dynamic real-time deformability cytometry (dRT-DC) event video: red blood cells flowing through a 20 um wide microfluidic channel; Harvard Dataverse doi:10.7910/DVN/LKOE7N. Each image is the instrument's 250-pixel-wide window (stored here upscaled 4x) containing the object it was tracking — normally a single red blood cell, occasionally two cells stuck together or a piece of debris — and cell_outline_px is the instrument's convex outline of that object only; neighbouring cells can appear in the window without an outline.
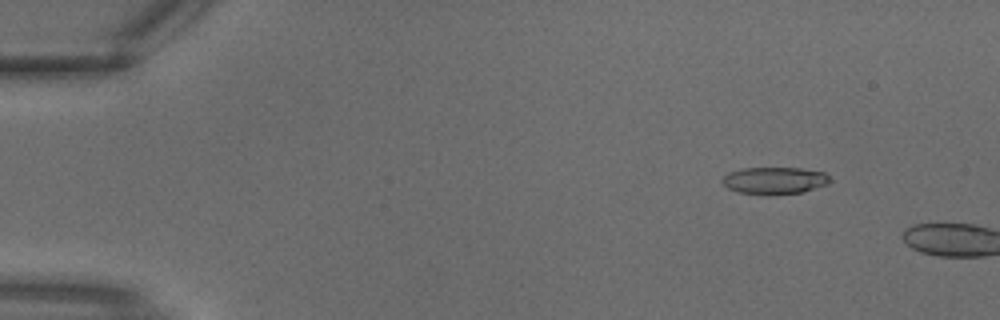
{"species": "common noctule bat (a hibernating species)", "species_latin": "Nyctalus noctula", "temperature_condition": "warm", "stored_images_in_passage": 3, "camera_frame_rate_fps": 3000, "um_per_image_px": 0.085, "animal": {"sex": "male", "body_mass_g": 18.8}, "frame": {"image": 1, "passage_image": 2, "time_ms": 0.333, "image_size_px": [1000, 320], "cell_outline_px": [[832, 180], [828, 184], [804, 192], [776, 196], [764, 196], [740, 192], [728, 188], [720, 180], [728, 172], [740, 168], [800, 168], [824, 172]], "centroid_in_image_um": [65.84, 15.37], "position_along_channel_um": 19.2, "area_um2": 17.46}}